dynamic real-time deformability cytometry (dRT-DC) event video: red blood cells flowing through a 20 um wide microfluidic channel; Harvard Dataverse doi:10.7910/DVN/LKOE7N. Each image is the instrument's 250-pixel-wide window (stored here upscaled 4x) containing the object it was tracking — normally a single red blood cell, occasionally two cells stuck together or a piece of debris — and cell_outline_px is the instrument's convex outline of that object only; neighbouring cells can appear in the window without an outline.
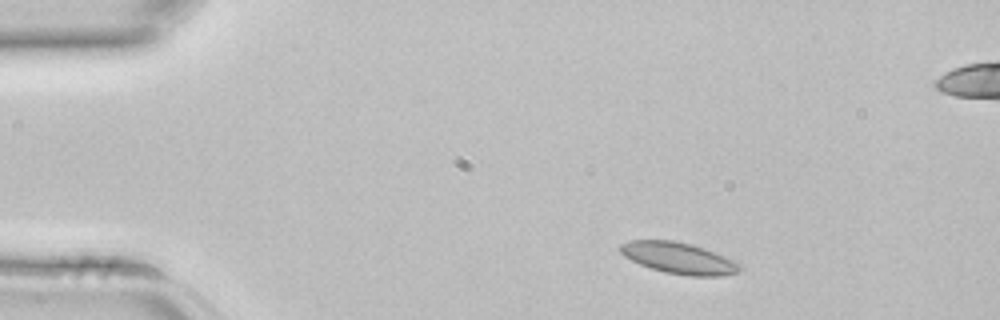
{"species": "common noctule bat (a hibernating species)", "species_latin": "Nyctalus noctula", "temperature_condition": "room temperature", "stored_images_in_passage": 3, "camera_frame_rate_fps": 3000, "um_per_image_px": 0.085, "animal": {"sex": "female", "body_mass_g": 22.7, "forearm_length_mm": 54.2}, "frame": {"image": 1, "passage_image": 1, "time_ms": 0.0, "image_size_px": [1000, 320], "cell_outline_px": [[740, 268], [736, 272], [720, 276], [688, 276], [664, 272], [640, 264], [624, 256], [620, 252], [620, 244], [628, 240], [672, 240], [692, 244], [704, 248], [736, 260], [740, 264]], "centroid_in_image_um": [57.69, 21.93], "position_along_channel_um": 27.3, "area_um2": 21.79}}